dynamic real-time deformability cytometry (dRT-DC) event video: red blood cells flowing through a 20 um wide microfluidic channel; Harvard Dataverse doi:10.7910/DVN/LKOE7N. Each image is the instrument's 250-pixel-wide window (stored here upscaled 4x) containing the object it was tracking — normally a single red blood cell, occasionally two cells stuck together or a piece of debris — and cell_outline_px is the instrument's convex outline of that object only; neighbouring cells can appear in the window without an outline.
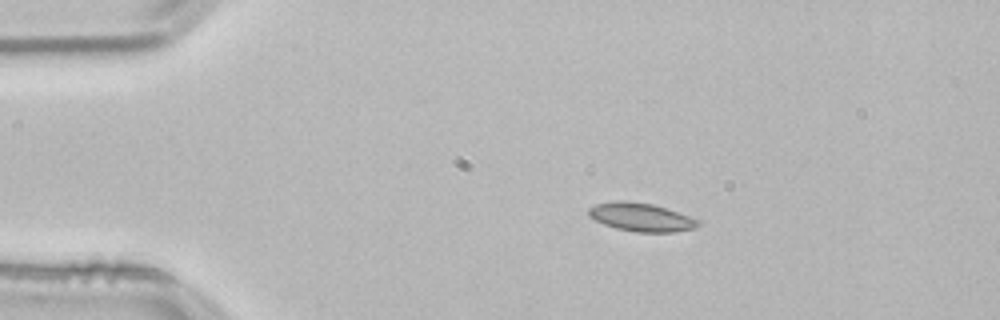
{"species": "common noctule bat (a hibernating species)", "species_latin": "Nyctalus noctula", "temperature_condition": "room temperature", "stored_images_in_passage": 45, "camera_frame_rate_fps": 3000, "um_per_image_px": 0.085, "animal": {"sex": "male", "body_mass_g": 21.5, "forearm_length_mm": 52.0}, "frame": {"image": 1, "passage_image": 1, "time_ms": 0.0, "image_size_px": [1000, 320], "cell_outline_px": [[700, 224], [696, 228], [676, 232], [636, 232], [616, 228], [604, 224], [588, 216], [588, 208], [596, 204], [616, 200], [624, 200], [652, 204], [700, 220]], "centroid_in_image_um": [54.48, 18.46], "position_along_channel_um": 30.5, "area_um2": 18.03}}
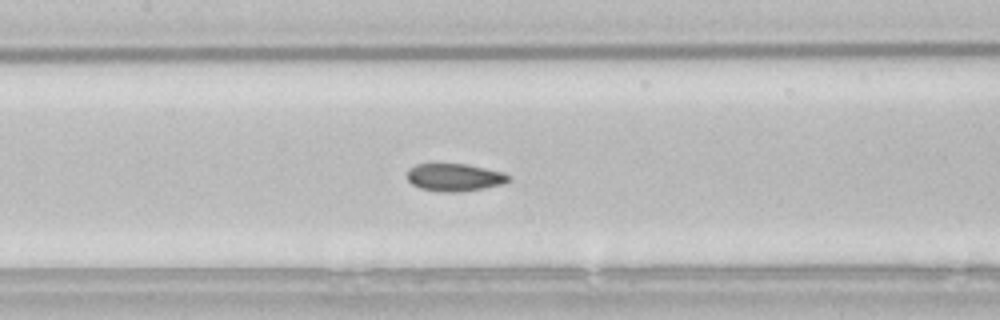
{"frame": {"image": 2, "passage_image": 16, "time_ms": 5.0, "image_size_px": [1000, 320], "cell_outline_px": [[512, 180], [504, 184], [464, 192], [440, 192], [420, 188], [412, 184], [408, 180], [408, 168], [416, 164], [468, 164], [504, 172]], "centroid_in_image_um": [38.66, 15.08], "position_along_channel_um": 168.7, "area_um2": 16.53}}
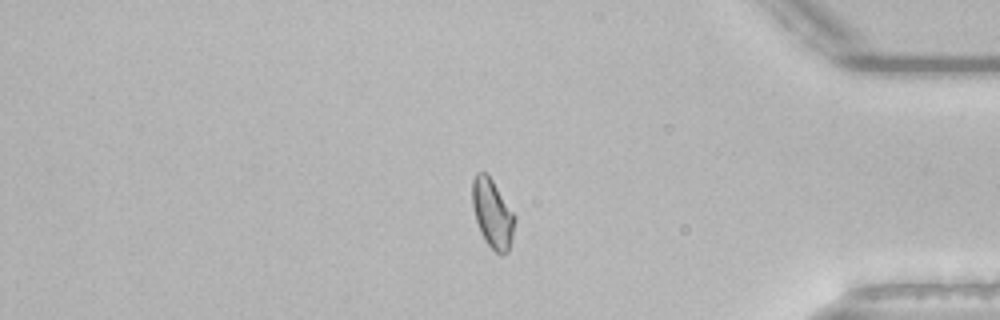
{"frame": {"image": 3, "passage_image": 36, "time_ms": 11.667, "image_size_px": [1000, 320], "cell_outline_px": [[516, 220], [508, 252], [500, 256], [484, 240], [480, 232], [472, 208], [472, 180], [476, 172], [488, 172], [516, 216]], "centroid_in_image_um": [41.85, 18.12], "position_along_channel_um": 393.3, "area_um2": 17.28}, "authors_computed_cell_mechanics": {"area_um2": 17.1088, "velocity_mm_per_s": 3.7965, "shape_relaxation_time_tau1_ms": null, "shape_relaxation_time_tau2_ms": 1.676, "deformation_change_tau1": null, "deformation_change_tau2": 0.053}}